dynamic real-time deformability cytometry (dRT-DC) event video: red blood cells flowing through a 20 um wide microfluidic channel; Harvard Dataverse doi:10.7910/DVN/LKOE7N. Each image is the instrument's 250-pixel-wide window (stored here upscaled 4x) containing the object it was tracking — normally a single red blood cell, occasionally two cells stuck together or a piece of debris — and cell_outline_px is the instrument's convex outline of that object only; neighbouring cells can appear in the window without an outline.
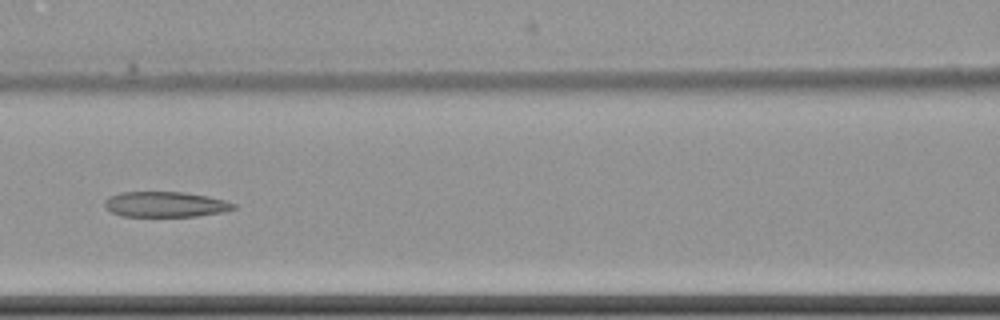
{"species": "common noctule bat (a hibernating species)", "species_latin": "Nyctalus noctula", "temperature_condition": "cold", "stored_images_in_passage": 11, "camera_frame_rate_fps": 3000, "um_per_image_px": 0.085, "animal": {"sex": "female", "body_mass_g": 22.7, "forearm_length_mm": 54.2}, "frame": {"image": 1, "passage_image": 7, "time_ms": 7.333, "image_size_px": [1000, 320], "cell_outline_px": [[236, 208], [224, 212], [196, 216], [120, 216], [104, 208], [104, 200], [108, 196], [120, 192], [184, 192], [208, 196], [224, 200], [236, 204]], "centroid_in_image_um": [14.03, 17.37], "position_along_channel_um": 152.6, "area_um2": 19.25}}
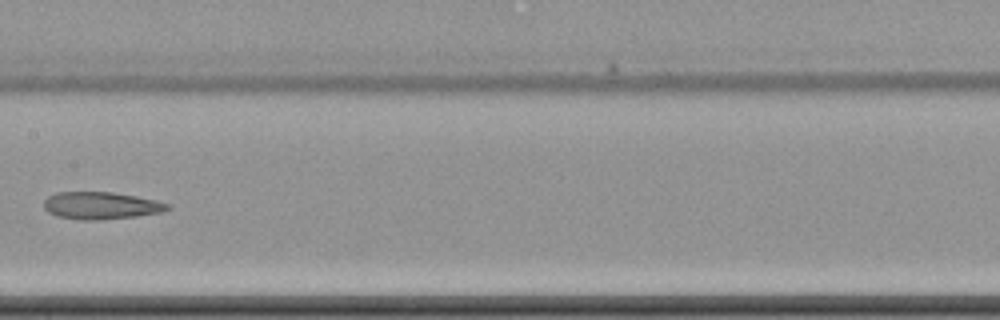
{"frame": {"image": 2, "passage_image": 8, "time_ms": 8.667, "image_size_px": [1000, 320], "cell_outline_px": [[172, 208], [160, 212], [136, 216], [100, 220], [80, 220], [56, 216], [48, 212], [44, 208], [44, 200], [48, 196], [56, 192], [112, 192], [136, 196], [156, 200], [172, 204]], "centroid_in_image_um": [8.59, 17.47], "position_along_channel_um": 198.8, "area_um2": 19.83}}
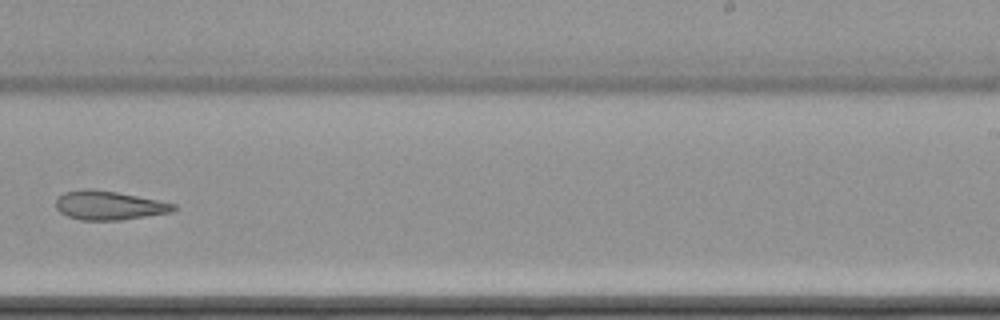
{"frame": {"image": 3, "passage_image": 10, "time_ms": 11.0, "image_size_px": [1000, 320], "cell_outline_px": [[176, 208], [172, 212], [120, 220], [80, 220], [68, 216], [60, 212], [56, 208], [56, 200], [64, 192], [84, 188], [92, 188], [116, 192], [176, 204]], "centroid_in_image_um": [9.23, 17.45], "position_along_channel_um": 279.8, "area_um2": 19.71}}